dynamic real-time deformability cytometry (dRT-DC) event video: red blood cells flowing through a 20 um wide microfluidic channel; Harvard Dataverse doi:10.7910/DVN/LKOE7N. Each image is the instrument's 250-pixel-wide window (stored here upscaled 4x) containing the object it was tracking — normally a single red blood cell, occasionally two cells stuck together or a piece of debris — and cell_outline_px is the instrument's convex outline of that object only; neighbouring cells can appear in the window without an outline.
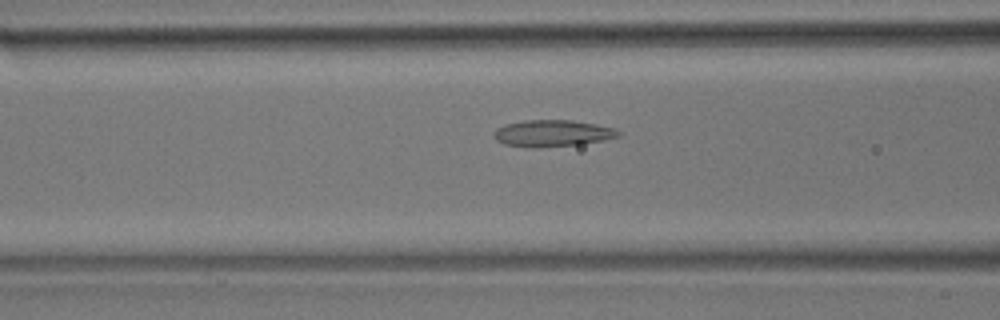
{"species": "common noctule bat (a hibernating species)", "species_latin": "Nyctalus noctula", "temperature_condition": "room temperature", "stored_images_in_passage": 46, "camera_frame_rate_fps": 3000, "um_per_image_px": 0.085, "animal": {"sex": "male", "body_mass_g": 17.9}, "frame": {"image": 1, "passage_image": 15, "time_ms": 4.667, "image_size_px": [1000, 320], "cell_outline_px": [[620, 136], [604, 140], [580, 144], [536, 148], [532, 148], [504, 144], [496, 140], [492, 136], [492, 132], [496, 128], [504, 124], [524, 120], [572, 120], [596, 124], [612, 128], [620, 132]], "centroid_in_image_um": [46.89, 11.33], "position_along_channel_um": 119.7, "area_um2": 19.48}}
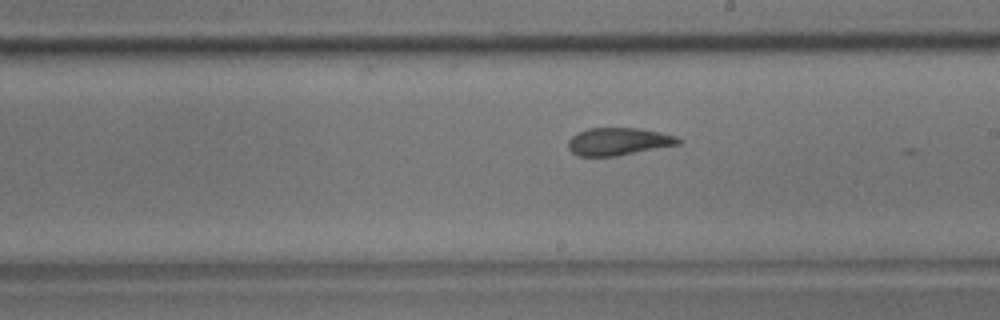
{"frame": {"image": 2, "passage_image": 24, "time_ms": 7.667, "image_size_px": [1000, 320], "cell_outline_px": [[680, 144], [616, 156], [576, 156], [568, 148], [568, 140], [572, 136], [588, 128], [636, 128], [660, 132], [676, 136], [680, 140]], "centroid_in_image_um": [52.54, 12.03], "position_along_channel_um": 236.5, "area_um2": 17.57}}
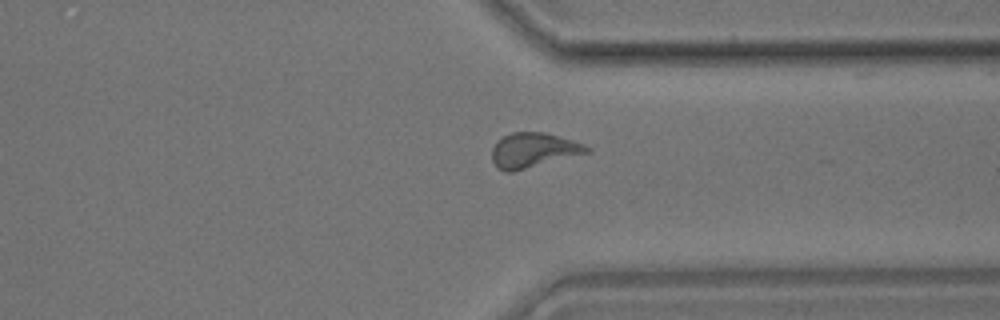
{"frame": {"image": 3, "passage_image": 34, "time_ms": 11.0, "image_size_px": [1000, 320], "cell_outline_px": [[592, 152], [512, 172], [504, 172], [496, 168], [492, 160], [492, 148], [496, 140], [512, 132], [544, 132], [572, 140], [584, 144], [592, 148]], "centroid_in_image_um": [45.33, 12.78], "position_along_channel_um": 366.1, "area_um2": 19.48}, "authors_computed_cell_mechanics": {"area_um2": 18.8717, "velocity_mm_per_s": 3.903, "shape_relaxation_time_tau1_ms": 10.8545, "shape_relaxation_time_tau2_ms": 1.8738, "deformation_change_tau1": 0.2152, "deformation_change_tau2": 0.0947}}